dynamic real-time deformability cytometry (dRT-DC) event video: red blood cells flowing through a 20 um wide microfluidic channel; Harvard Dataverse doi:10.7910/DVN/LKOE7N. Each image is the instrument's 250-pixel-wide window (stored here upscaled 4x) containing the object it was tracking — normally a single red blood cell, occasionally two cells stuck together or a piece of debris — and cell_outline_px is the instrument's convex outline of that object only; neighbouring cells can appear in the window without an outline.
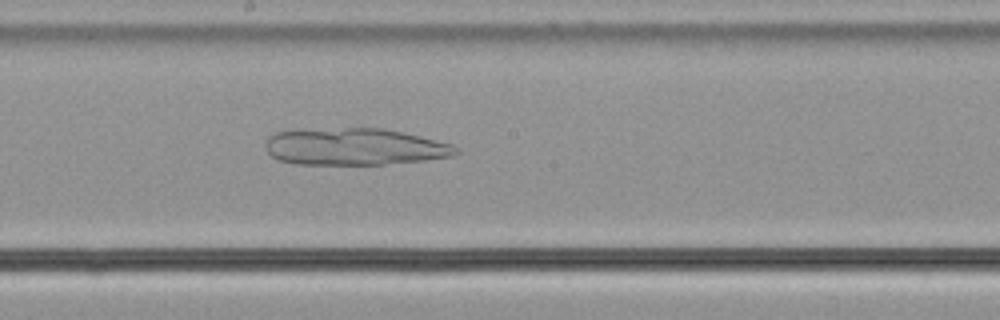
{"species": "common noctule bat (a hibernating species)", "species_latin": "Nyctalus noctula", "temperature_condition": "cold", "stored_images_in_passage": 52, "camera_frame_rate_fps": 3000, "um_per_image_px": 0.085, "animal": {"sex": "male", "body_mass_g": 21.5, "forearm_length_mm": 52.0}, "frame": {"image": 1, "passage_image": 27, "time_ms": 8.667, "image_size_px": [1000, 320], "cell_outline_px": [[460, 152], [452, 156], [428, 160], [384, 164], [296, 164], [276, 160], [268, 152], [268, 136], [276, 132], [344, 128], [380, 128], [404, 132], [452, 144]], "centroid_in_image_um": [30.19, 12.48], "position_along_channel_um": 218.0, "area_um2": 40.63}}